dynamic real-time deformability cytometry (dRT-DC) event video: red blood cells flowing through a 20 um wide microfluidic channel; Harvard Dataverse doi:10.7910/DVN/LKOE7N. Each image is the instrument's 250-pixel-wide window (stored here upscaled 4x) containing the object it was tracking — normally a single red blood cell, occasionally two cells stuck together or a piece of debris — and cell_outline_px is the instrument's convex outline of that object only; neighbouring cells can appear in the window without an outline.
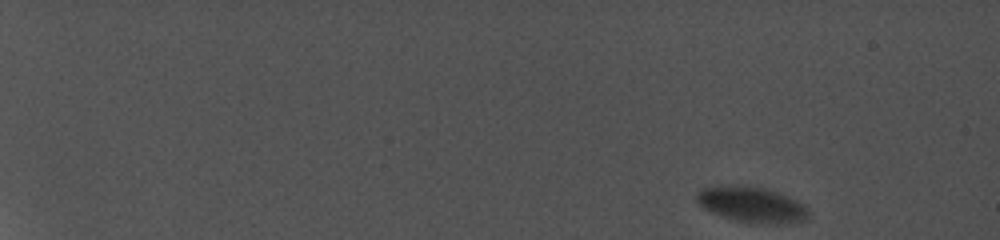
{"species": "common noctule bat (a hibernating species)", "species_latin": "Nyctalus noctula", "temperature_condition": "cold", "stored_images_in_passage": 58, "camera_frame_rate_fps": 5000, "um_per_image_px": 0.085, "animal": {"sex": "female", "body_mass_g": 19.0, "forearm_length_mm": 56.7}, "frame": {"image": 1, "passage_image": 1, "time_ms": 0.0, "image_size_px": [1000, 240], "cell_outline_px": [[808, 220], [780, 224], [752, 224], [736, 220], [712, 212], [704, 208], [696, 200], [696, 192], [700, 188], [764, 188], [788, 196], [804, 204], [808, 208]], "centroid_in_image_um": [63.98, 17.45], "position_along_channel_um": 21.0, "area_um2": 22.48}}
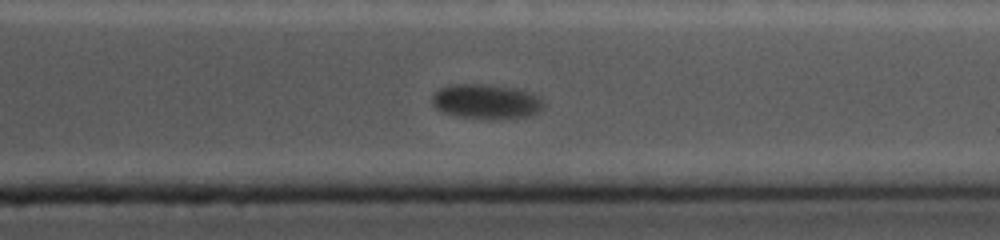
{"frame": {"image": 2, "passage_image": 52, "time_ms": 15.8, "image_size_px": [1000, 240], "cell_outline_px": [[544, 108], [540, 112], [528, 116], [456, 116], [444, 112], [436, 108], [432, 104], [432, 96], [440, 88], [448, 84], [488, 84], [520, 88], [532, 92], [540, 96], [544, 100]], "centroid_in_image_um": [41.37, 8.56], "position_along_channel_um": 370.0, "area_um2": 22.2}}
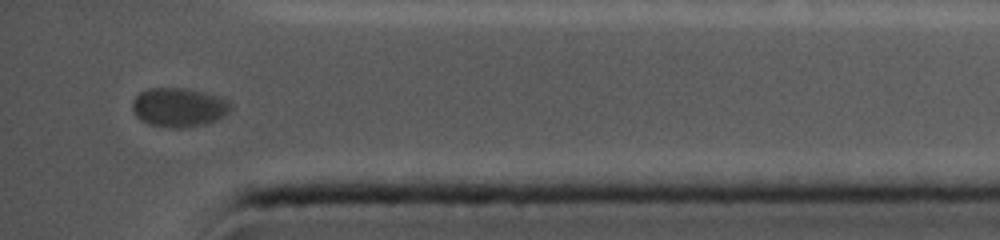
{"frame": {"image": 3, "passage_image": 58, "time_ms": 17.2, "image_size_px": [1000, 240], "cell_outline_px": [[232, 108], [224, 116], [216, 120], [204, 124], [184, 128], [172, 128], [148, 124], [140, 120], [136, 116], [132, 108], [132, 100], [140, 92], [148, 88], [188, 88], [220, 96], [228, 100], [232, 104]], "centroid_in_image_um": [15.21, 9.12], "position_along_channel_um": 420.0, "area_um2": 22.66}}